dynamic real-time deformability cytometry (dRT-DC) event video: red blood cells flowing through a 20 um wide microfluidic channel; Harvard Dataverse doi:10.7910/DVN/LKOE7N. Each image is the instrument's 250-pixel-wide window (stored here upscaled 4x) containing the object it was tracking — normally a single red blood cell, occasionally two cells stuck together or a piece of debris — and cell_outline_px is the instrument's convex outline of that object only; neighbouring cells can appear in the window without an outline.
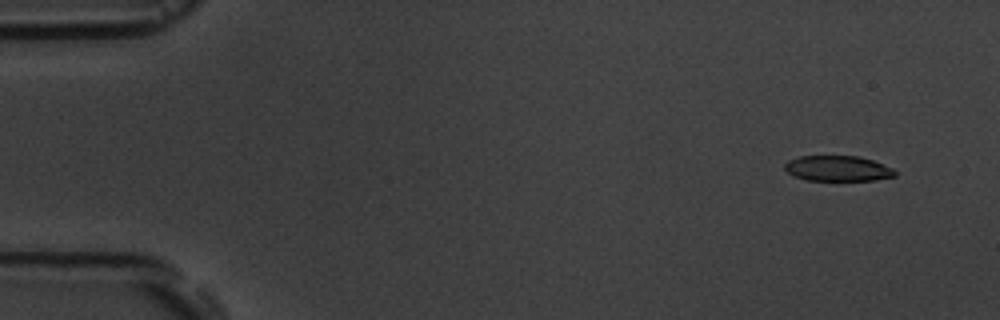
{"species": "common noctule bat (a hibernating species)", "species_latin": "Nyctalus noctula", "temperature_condition": "room temperature", "stored_images_in_passage": 4, "camera_frame_rate_fps": 3000, "um_per_image_px": 0.085, "animal": {"sex": "male", "body_mass_g": 19.5, "forearm_length_mm": 54.6}, "frame": {"image": 1, "passage_image": 1, "time_ms": 0.0, "image_size_px": [1000, 320], "cell_outline_px": [[896, 176], [876, 180], [808, 180], [796, 176], [788, 172], [784, 168], [784, 164], [788, 160], [800, 156], [860, 156], [872, 160], [892, 168], [896, 172]], "centroid_in_image_um": [71.22, 14.31], "position_along_channel_um": 13.8, "area_um2": 16.24}}
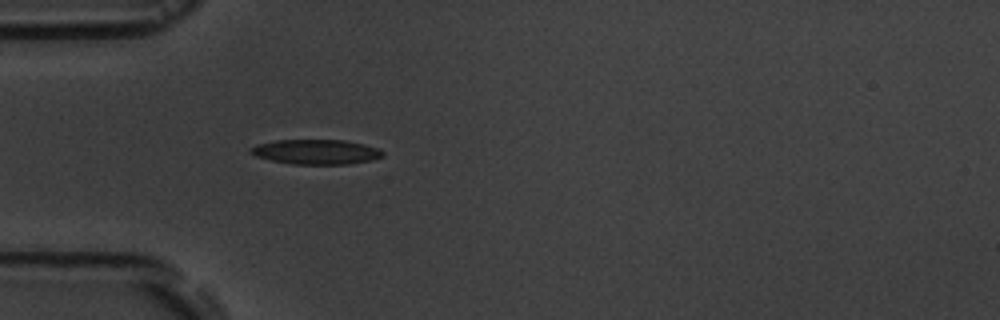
{"frame": {"image": 2, "passage_image": 4, "time_ms": 4.333, "image_size_px": [1000, 320], "cell_outline_px": [[384, 156], [372, 160], [348, 164], [292, 164], [272, 160], [256, 156], [248, 152], [248, 148], [256, 144], [276, 140], [344, 140], [364, 144], [380, 148], [384, 152]], "centroid_in_image_um": [26.87, 12.9], "position_along_channel_um": 58.1, "area_um2": 19.25}}